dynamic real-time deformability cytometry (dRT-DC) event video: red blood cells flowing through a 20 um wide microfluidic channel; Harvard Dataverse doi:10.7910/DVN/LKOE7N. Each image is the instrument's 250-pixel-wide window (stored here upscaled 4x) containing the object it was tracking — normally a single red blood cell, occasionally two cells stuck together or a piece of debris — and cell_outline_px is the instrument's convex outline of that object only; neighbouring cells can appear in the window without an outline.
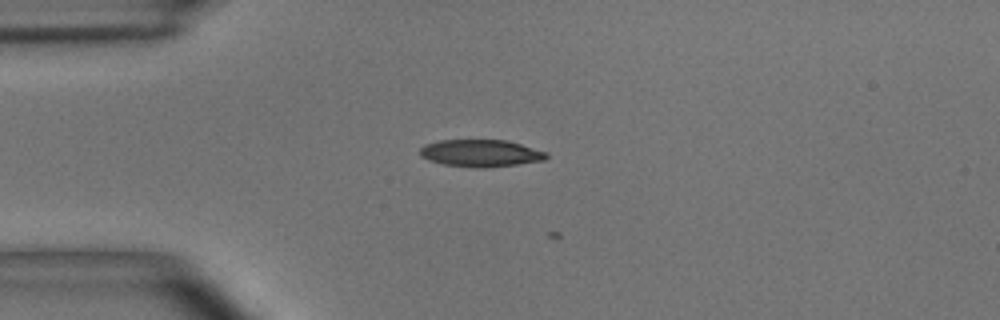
{"species": "common noctule bat (a hibernating species)", "species_latin": "Nyctalus noctula", "temperature_condition": "room temperature", "stored_images_in_passage": 5, "camera_frame_rate_fps": 3000, "um_per_image_px": 0.085, "animal": {"sex": "male", "body_mass_g": 15.6}, "frame": {"image": 1, "passage_image": 4, "time_ms": 1.0, "image_size_px": [1000, 320], "cell_outline_px": [[548, 156], [544, 160], [516, 164], [480, 168], [444, 164], [428, 160], [420, 156], [420, 148], [424, 144], [436, 140], [504, 140], [520, 144], [548, 152]], "centroid_in_image_um": [40.82, 13.01], "position_along_channel_um": 44.2, "area_um2": 19.88}}